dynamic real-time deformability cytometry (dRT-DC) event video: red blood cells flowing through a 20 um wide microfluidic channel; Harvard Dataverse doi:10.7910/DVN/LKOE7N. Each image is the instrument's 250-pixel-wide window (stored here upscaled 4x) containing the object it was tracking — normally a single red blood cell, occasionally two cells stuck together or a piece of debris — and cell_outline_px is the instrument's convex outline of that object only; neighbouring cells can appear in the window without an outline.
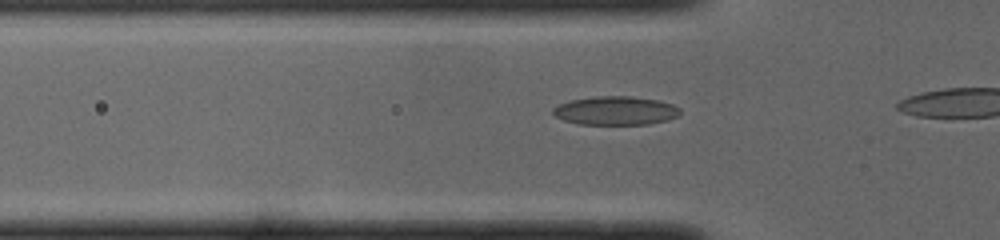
{"species": "common noctule bat (a hibernating species)", "species_latin": "Nyctalus noctula", "temperature_condition": "cold", "stored_images_in_passage": 10, "camera_frame_rate_fps": 3000, "um_per_image_px": 0.085, "animal": {"sex": "male", "body_mass_g": 19.0, "forearm_length_mm": 50.8}, "frame": {"image": 1, "passage_image": 5, "time_ms": 1.333, "image_size_px": [1000, 240], "cell_outline_px": [[680, 112], [676, 116], [668, 120], [648, 124], [576, 124], [564, 120], [556, 116], [552, 112], [552, 108], [560, 104], [572, 100], [596, 96], [632, 96], [660, 100], [672, 104], [680, 108]], "centroid_in_image_um": [52.33, 9.4], "position_along_channel_um": 73.5, "area_um2": 21.21}}
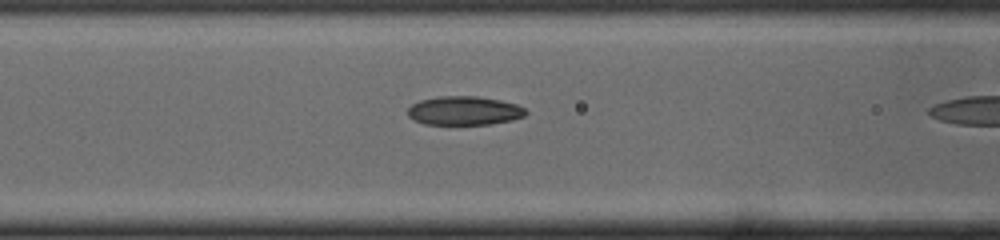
{"frame": {"image": 2, "passage_image": 9, "time_ms": 2.667, "image_size_px": [1000, 240], "cell_outline_px": [[528, 112], [524, 116], [512, 120], [488, 124], [424, 124], [408, 116], [408, 108], [412, 104], [420, 100], [440, 96], [476, 96], [500, 100], [516, 104], [524, 108]], "centroid_in_image_um": [39.46, 9.4], "position_along_channel_um": 127.1, "area_um2": 19.71}}